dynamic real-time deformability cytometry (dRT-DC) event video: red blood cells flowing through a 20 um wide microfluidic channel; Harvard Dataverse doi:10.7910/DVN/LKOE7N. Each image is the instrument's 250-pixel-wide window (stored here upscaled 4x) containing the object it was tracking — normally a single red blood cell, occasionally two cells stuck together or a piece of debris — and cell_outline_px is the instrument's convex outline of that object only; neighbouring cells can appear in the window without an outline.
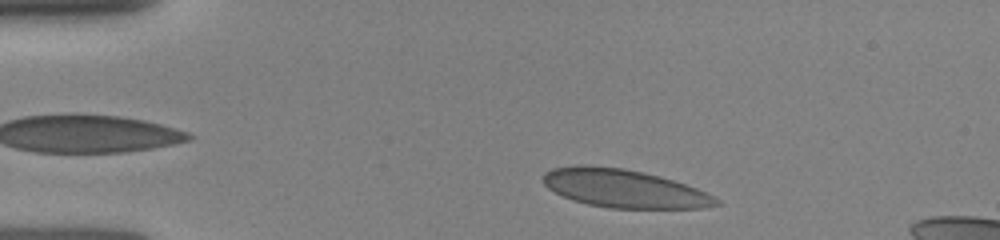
{"species": "human", "species_latin": "Homo sapiens", "temperature_condition": "room temperature", "stored_images_in_passage": 66, "camera_frame_rate_fps": 3000, "um_per_image_px": 0.085, "donor": {"sex": "female"}, "frame": {"image": 1, "passage_image": 7, "time_ms": 1.0, "image_size_px": [1000, 240], "cell_outline_px": [[720, 204], [700, 208], [608, 208], [588, 204], [564, 196], [548, 188], [544, 184], [544, 172], [552, 168], [580, 164], [584, 164], [624, 168], [644, 172], [660, 176], [696, 188], [720, 200]], "centroid_in_image_um": [53.02, 16.01], "position_along_channel_um": 32.0, "area_um2": 38.26}}
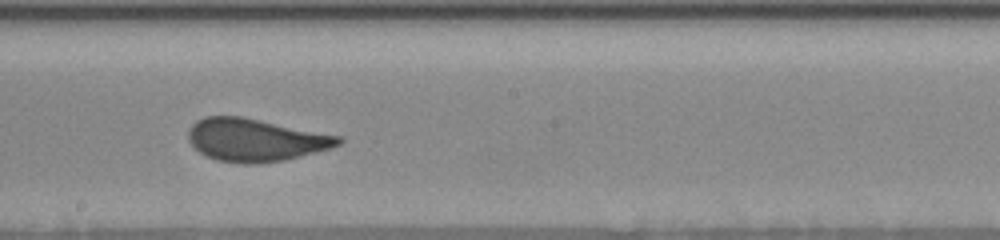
{"frame": {"image": 2, "passage_image": 47, "time_ms": 7.0, "image_size_px": [1000, 240], "cell_outline_px": [[344, 140], [340, 144], [328, 148], [300, 156], [284, 160], [256, 164], [244, 164], [216, 160], [200, 152], [188, 140], [188, 132], [192, 124], [196, 120], [204, 116], [240, 116], [340, 136]], "centroid_in_image_um": [21.67, 11.89], "position_along_channel_um": 226.5, "area_um2": 36.99}}
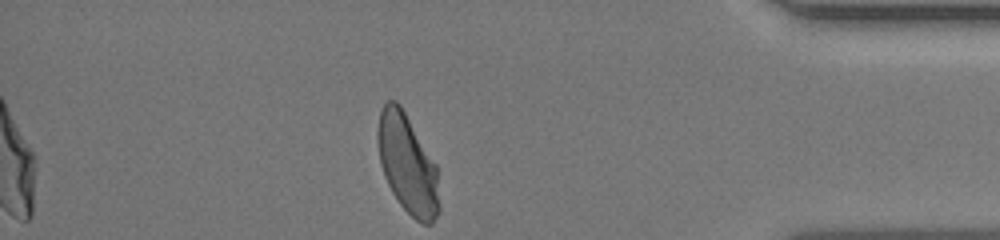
{"frame": {"image": 3, "passage_image": 65, "time_ms": 12.0, "image_size_px": [1000, 240], "cell_outline_px": [[440, 212], [432, 224], [424, 224], [416, 220], [400, 204], [392, 192], [384, 176], [380, 164], [376, 136], [376, 132], [380, 112], [384, 104], [388, 100], [396, 100], [400, 104], [436, 164], [440, 204]], "centroid_in_image_um": [34.63, 13.95], "position_along_channel_um": 400.6, "area_um2": 35.72}}